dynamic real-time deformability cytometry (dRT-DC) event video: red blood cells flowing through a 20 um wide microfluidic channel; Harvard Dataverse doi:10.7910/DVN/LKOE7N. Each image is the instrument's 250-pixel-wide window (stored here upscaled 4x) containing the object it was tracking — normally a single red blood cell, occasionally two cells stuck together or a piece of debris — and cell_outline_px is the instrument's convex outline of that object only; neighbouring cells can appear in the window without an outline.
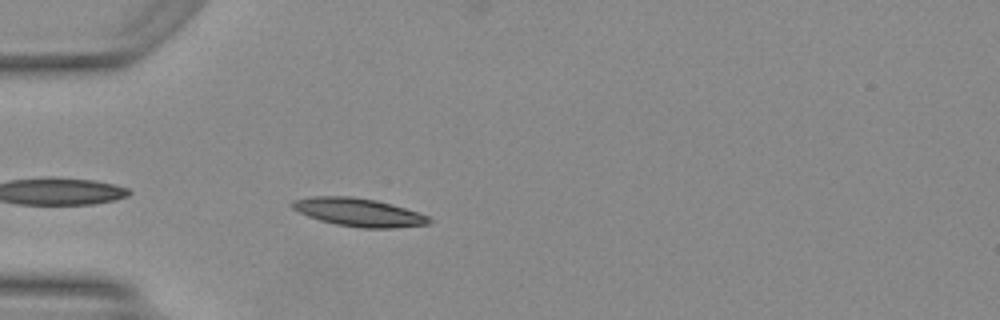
{"species": "Egyptian fruit bat (a non-hibernating species)", "species_latin": "Rousettus aegyptiacus", "temperature_condition": "warm", "stored_images_in_passage": 24, "camera_frame_rate_fps": 3000, "um_per_image_px": 0.085, "animal": {"sex": "female"}, "frame": {"image": 1, "passage_image": 2, "time_ms": 0.333, "image_size_px": [1000, 320], "cell_outline_px": [[432, 220], [428, 224], [392, 228], [360, 228], [336, 224], [320, 220], [308, 216], [292, 208], [292, 200], [316, 196], [348, 196], [376, 200], [404, 208], [428, 216]], "centroid_in_image_um": [30.47, 18.05], "position_along_channel_um": 54.5, "area_um2": 22.14}}
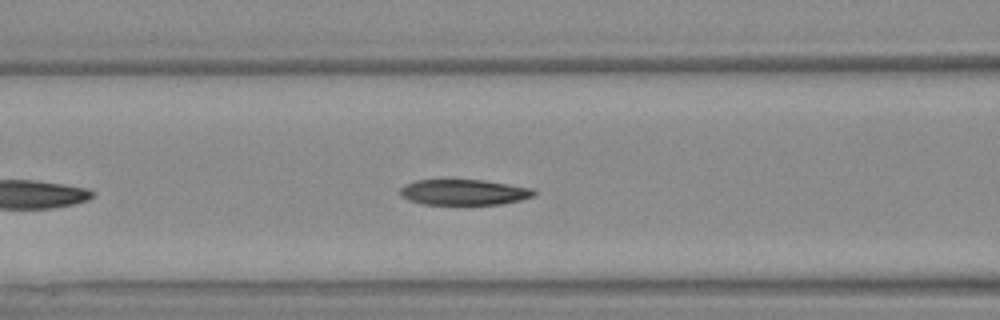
{"frame": {"image": 2, "passage_image": 8, "time_ms": 2.333, "image_size_px": [1000, 320], "cell_outline_px": [[536, 192], [532, 196], [520, 200], [500, 204], [420, 204], [408, 200], [400, 196], [400, 188], [416, 180], [484, 180], [532, 188]], "centroid_in_image_um": [39.41, 16.34], "position_along_channel_um": 127.2, "area_um2": 19.83}}
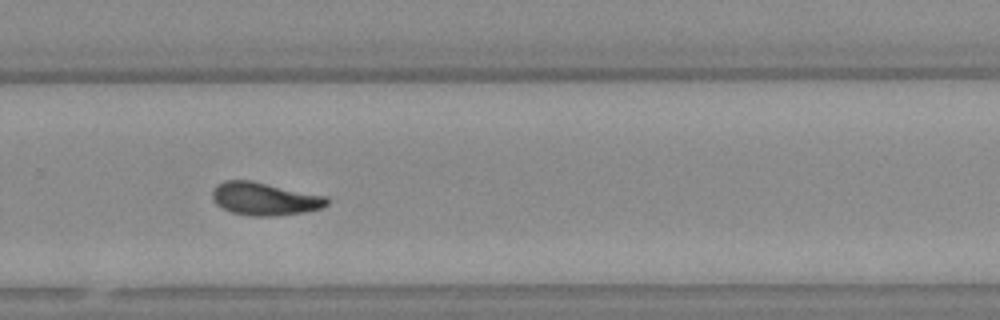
{"frame": {"image": 3, "passage_image": 21, "time_ms": 6.667, "image_size_px": [1000, 320], "cell_outline_px": [[328, 204], [320, 208], [304, 212], [276, 216], [248, 216], [232, 212], [216, 204], [212, 196], [212, 192], [224, 180], [248, 180], [328, 196]], "centroid_in_image_um": [22.52, 16.91], "position_along_channel_um": 307.3, "area_um2": 21.73}, "authors_computed_cell_mechanics": {"area_um2": 21.1548, "velocity_mm_per_s": 4.165, "shape_relaxation_time_tau1_ms": null, "shape_relaxation_time_tau2_ms": 2.0648, "deformation_change_tau1": null, "deformation_change_tau2": 0.0793}}